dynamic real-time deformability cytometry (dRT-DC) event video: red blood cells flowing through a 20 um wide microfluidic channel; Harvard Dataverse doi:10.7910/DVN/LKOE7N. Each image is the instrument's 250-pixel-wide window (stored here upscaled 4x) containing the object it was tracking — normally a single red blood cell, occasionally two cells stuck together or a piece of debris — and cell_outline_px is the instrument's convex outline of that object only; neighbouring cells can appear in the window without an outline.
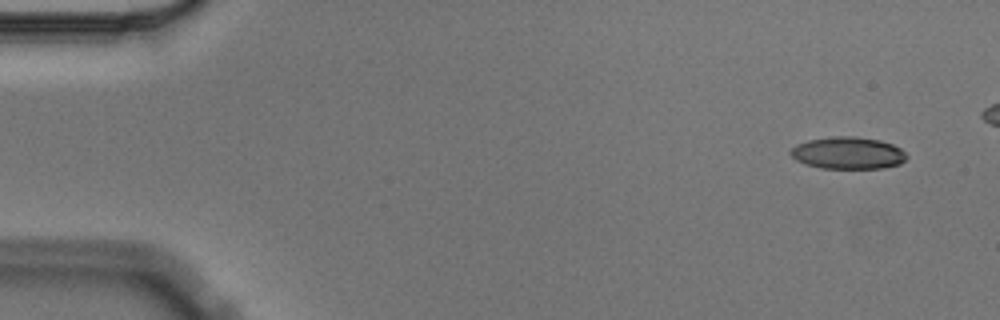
{"species": "Egyptian fruit bat (a non-hibernating species)", "species_latin": "Rousettus aegyptiacus", "temperature_condition": "cold", "stored_images_in_passage": 5, "camera_frame_rate_fps": 3000, "um_per_image_px": 0.085, "animal": {"sex": "male"}, "frame": {"image": 1, "passage_image": 1, "time_ms": 0.0, "image_size_px": [1000, 320], "cell_outline_px": [[908, 156], [900, 164], [884, 168], [820, 168], [804, 164], [796, 160], [788, 152], [796, 144], [808, 140], [832, 136], [856, 136], [880, 140], [892, 144], [900, 148]], "centroid_in_image_um": [72.06, 13.0], "position_along_channel_um": 12.9, "area_um2": 21.85}}